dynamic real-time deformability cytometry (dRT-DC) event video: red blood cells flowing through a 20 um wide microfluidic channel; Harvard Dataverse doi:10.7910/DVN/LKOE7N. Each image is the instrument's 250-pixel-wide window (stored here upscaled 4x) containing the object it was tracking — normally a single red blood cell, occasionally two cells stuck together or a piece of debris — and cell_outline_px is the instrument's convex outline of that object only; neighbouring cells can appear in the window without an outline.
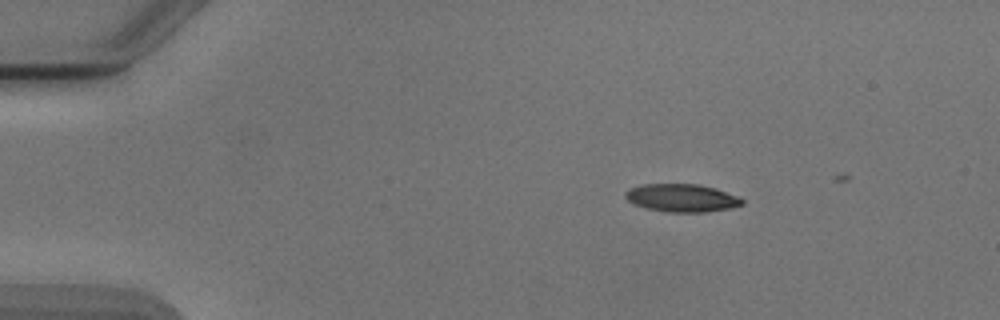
{"species": "Egyptian fruit bat (a non-hibernating species)", "species_latin": "Rousettus aegyptiacus", "temperature_condition": "cold", "stored_images_in_passage": 4, "camera_frame_rate_fps": 3000, "um_per_image_px": 0.085, "animal": {"sex": "male"}, "frame": {"image": 1, "passage_image": 2, "time_ms": 1.333, "image_size_px": [1000, 320], "cell_outline_px": [[744, 204], [728, 208], [704, 212], [668, 212], [648, 208], [636, 204], [628, 200], [624, 196], [624, 192], [628, 188], [640, 184], [700, 184], [716, 188], [740, 196], [744, 200]], "centroid_in_image_um": [57.97, 16.8], "position_along_channel_um": 27.0, "area_um2": 19.07}}